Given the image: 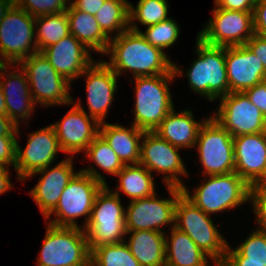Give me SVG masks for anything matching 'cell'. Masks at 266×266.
Listing matches in <instances>:
<instances>
[{"instance_id": "obj_15", "label": "cell", "mask_w": 266, "mask_h": 266, "mask_svg": "<svg viewBox=\"0 0 266 266\" xmlns=\"http://www.w3.org/2000/svg\"><path fill=\"white\" fill-rule=\"evenodd\" d=\"M217 112L211 115L232 137L266 132V117L244 92L221 97Z\"/></svg>"}, {"instance_id": "obj_9", "label": "cell", "mask_w": 266, "mask_h": 266, "mask_svg": "<svg viewBox=\"0 0 266 266\" xmlns=\"http://www.w3.org/2000/svg\"><path fill=\"white\" fill-rule=\"evenodd\" d=\"M16 67H21L26 72L35 104L39 103L44 107L74 104L75 100L69 91L71 83L54 69L41 52L28 56Z\"/></svg>"}, {"instance_id": "obj_43", "label": "cell", "mask_w": 266, "mask_h": 266, "mask_svg": "<svg viewBox=\"0 0 266 266\" xmlns=\"http://www.w3.org/2000/svg\"><path fill=\"white\" fill-rule=\"evenodd\" d=\"M214 3L225 10L253 12L256 0H216Z\"/></svg>"}, {"instance_id": "obj_14", "label": "cell", "mask_w": 266, "mask_h": 266, "mask_svg": "<svg viewBox=\"0 0 266 266\" xmlns=\"http://www.w3.org/2000/svg\"><path fill=\"white\" fill-rule=\"evenodd\" d=\"M179 149L154 131H144L139 163L151 173L156 171L164 174L163 180L166 186L183 188L185 184L179 177L188 176V173L178 153Z\"/></svg>"}, {"instance_id": "obj_31", "label": "cell", "mask_w": 266, "mask_h": 266, "mask_svg": "<svg viewBox=\"0 0 266 266\" xmlns=\"http://www.w3.org/2000/svg\"><path fill=\"white\" fill-rule=\"evenodd\" d=\"M35 29L38 52H42L46 47L70 35L66 11L35 17Z\"/></svg>"}, {"instance_id": "obj_30", "label": "cell", "mask_w": 266, "mask_h": 266, "mask_svg": "<svg viewBox=\"0 0 266 266\" xmlns=\"http://www.w3.org/2000/svg\"><path fill=\"white\" fill-rule=\"evenodd\" d=\"M129 7L127 0H106L98 10L95 19L102 31L111 38L114 31V37L129 29Z\"/></svg>"}, {"instance_id": "obj_13", "label": "cell", "mask_w": 266, "mask_h": 266, "mask_svg": "<svg viewBox=\"0 0 266 266\" xmlns=\"http://www.w3.org/2000/svg\"><path fill=\"white\" fill-rule=\"evenodd\" d=\"M207 25L197 34L204 43L212 46L230 47L245 45L255 34L253 12L218 8L211 12Z\"/></svg>"}, {"instance_id": "obj_20", "label": "cell", "mask_w": 266, "mask_h": 266, "mask_svg": "<svg viewBox=\"0 0 266 266\" xmlns=\"http://www.w3.org/2000/svg\"><path fill=\"white\" fill-rule=\"evenodd\" d=\"M72 160V156H69L66 160L60 161V163L56 164L53 168L50 167L52 165H49L32 173L26 178L30 179L32 176L42 174L38 179V183L29 191V194L38 205L44 217L56 207L68 182L77 173V171H74Z\"/></svg>"}, {"instance_id": "obj_7", "label": "cell", "mask_w": 266, "mask_h": 266, "mask_svg": "<svg viewBox=\"0 0 266 266\" xmlns=\"http://www.w3.org/2000/svg\"><path fill=\"white\" fill-rule=\"evenodd\" d=\"M47 225L38 266H91V251L83 228Z\"/></svg>"}, {"instance_id": "obj_41", "label": "cell", "mask_w": 266, "mask_h": 266, "mask_svg": "<svg viewBox=\"0 0 266 266\" xmlns=\"http://www.w3.org/2000/svg\"><path fill=\"white\" fill-rule=\"evenodd\" d=\"M263 64L266 71V36L254 34L245 44Z\"/></svg>"}, {"instance_id": "obj_22", "label": "cell", "mask_w": 266, "mask_h": 266, "mask_svg": "<svg viewBox=\"0 0 266 266\" xmlns=\"http://www.w3.org/2000/svg\"><path fill=\"white\" fill-rule=\"evenodd\" d=\"M228 93L244 92L266 80L263 64L246 45L225 47Z\"/></svg>"}, {"instance_id": "obj_26", "label": "cell", "mask_w": 266, "mask_h": 266, "mask_svg": "<svg viewBox=\"0 0 266 266\" xmlns=\"http://www.w3.org/2000/svg\"><path fill=\"white\" fill-rule=\"evenodd\" d=\"M131 236L125 243L140 266H166L164 232L137 230L127 231Z\"/></svg>"}, {"instance_id": "obj_29", "label": "cell", "mask_w": 266, "mask_h": 266, "mask_svg": "<svg viewBox=\"0 0 266 266\" xmlns=\"http://www.w3.org/2000/svg\"><path fill=\"white\" fill-rule=\"evenodd\" d=\"M116 176L119 178V185L118 190L113 192L120 196L119 192L122 191L130 201L156 193L153 174L140 163L125 165Z\"/></svg>"}, {"instance_id": "obj_19", "label": "cell", "mask_w": 266, "mask_h": 266, "mask_svg": "<svg viewBox=\"0 0 266 266\" xmlns=\"http://www.w3.org/2000/svg\"><path fill=\"white\" fill-rule=\"evenodd\" d=\"M235 172L250 186L266 183V132L233 137Z\"/></svg>"}, {"instance_id": "obj_5", "label": "cell", "mask_w": 266, "mask_h": 266, "mask_svg": "<svg viewBox=\"0 0 266 266\" xmlns=\"http://www.w3.org/2000/svg\"><path fill=\"white\" fill-rule=\"evenodd\" d=\"M207 177L192 195L186 186L182 188L184 196L205 214L224 212L250 202L251 186L235 171Z\"/></svg>"}, {"instance_id": "obj_49", "label": "cell", "mask_w": 266, "mask_h": 266, "mask_svg": "<svg viewBox=\"0 0 266 266\" xmlns=\"http://www.w3.org/2000/svg\"><path fill=\"white\" fill-rule=\"evenodd\" d=\"M0 114L6 115V103L1 86H0Z\"/></svg>"}, {"instance_id": "obj_33", "label": "cell", "mask_w": 266, "mask_h": 266, "mask_svg": "<svg viewBox=\"0 0 266 266\" xmlns=\"http://www.w3.org/2000/svg\"><path fill=\"white\" fill-rule=\"evenodd\" d=\"M167 0H139L137 6L130 3L129 29L140 32L137 22L150 26L169 19Z\"/></svg>"}, {"instance_id": "obj_23", "label": "cell", "mask_w": 266, "mask_h": 266, "mask_svg": "<svg viewBox=\"0 0 266 266\" xmlns=\"http://www.w3.org/2000/svg\"><path fill=\"white\" fill-rule=\"evenodd\" d=\"M54 67L70 83L80 78L83 72L94 62L91 50L72 34L58 43L46 47L41 52Z\"/></svg>"}, {"instance_id": "obj_47", "label": "cell", "mask_w": 266, "mask_h": 266, "mask_svg": "<svg viewBox=\"0 0 266 266\" xmlns=\"http://www.w3.org/2000/svg\"><path fill=\"white\" fill-rule=\"evenodd\" d=\"M14 4V0H0V23Z\"/></svg>"}, {"instance_id": "obj_36", "label": "cell", "mask_w": 266, "mask_h": 266, "mask_svg": "<svg viewBox=\"0 0 266 266\" xmlns=\"http://www.w3.org/2000/svg\"><path fill=\"white\" fill-rule=\"evenodd\" d=\"M140 32L152 46L164 50L171 47L178 40L180 28L174 19L169 18L160 23L147 26L144 33Z\"/></svg>"}, {"instance_id": "obj_25", "label": "cell", "mask_w": 266, "mask_h": 266, "mask_svg": "<svg viewBox=\"0 0 266 266\" xmlns=\"http://www.w3.org/2000/svg\"><path fill=\"white\" fill-rule=\"evenodd\" d=\"M127 129L124 126L100 124L99 134L110 145L124 165L137 164L140 160L141 142L144 131L133 124Z\"/></svg>"}, {"instance_id": "obj_2", "label": "cell", "mask_w": 266, "mask_h": 266, "mask_svg": "<svg viewBox=\"0 0 266 266\" xmlns=\"http://www.w3.org/2000/svg\"><path fill=\"white\" fill-rule=\"evenodd\" d=\"M107 185L105 178L94 166L79 170L68 182L56 207L45 217L49 220L51 214L56 217L48 221L49 224L59 227H79L76 219L85 217L81 228L87 225L94 200L101 188Z\"/></svg>"}, {"instance_id": "obj_24", "label": "cell", "mask_w": 266, "mask_h": 266, "mask_svg": "<svg viewBox=\"0 0 266 266\" xmlns=\"http://www.w3.org/2000/svg\"><path fill=\"white\" fill-rule=\"evenodd\" d=\"M173 108L160 125L154 130L161 138L178 148H196L195 144L201 125L193 117L191 110L175 112Z\"/></svg>"}, {"instance_id": "obj_44", "label": "cell", "mask_w": 266, "mask_h": 266, "mask_svg": "<svg viewBox=\"0 0 266 266\" xmlns=\"http://www.w3.org/2000/svg\"><path fill=\"white\" fill-rule=\"evenodd\" d=\"M105 1L106 0H71L70 4L76 10L84 11L95 16Z\"/></svg>"}, {"instance_id": "obj_38", "label": "cell", "mask_w": 266, "mask_h": 266, "mask_svg": "<svg viewBox=\"0 0 266 266\" xmlns=\"http://www.w3.org/2000/svg\"><path fill=\"white\" fill-rule=\"evenodd\" d=\"M250 202L256 215L258 230L266 235V183H256L250 187Z\"/></svg>"}, {"instance_id": "obj_39", "label": "cell", "mask_w": 266, "mask_h": 266, "mask_svg": "<svg viewBox=\"0 0 266 266\" xmlns=\"http://www.w3.org/2000/svg\"><path fill=\"white\" fill-rule=\"evenodd\" d=\"M16 136H0V165L16 164Z\"/></svg>"}, {"instance_id": "obj_46", "label": "cell", "mask_w": 266, "mask_h": 266, "mask_svg": "<svg viewBox=\"0 0 266 266\" xmlns=\"http://www.w3.org/2000/svg\"><path fill=\"white\" fill-rule=\"evenodd\" d=\"M8 168V166L0 165V195L6 193L13 187L11 180L9 179L10 172L8 171Z\"/></svg>"}, {"instance_id": "obj_17", "label": "cell", "mask_w": 266, "mask_h": 266, "mask_svg": "<svg viewBox=\"0 0 266 266\" xmlns=\"http://www.w3.org/2000/svg\"><path fill=\"white\" fill-rule=\"evenodd\" d=\"M76 103L62 120L51 124L62 152L72 157L74 154L87 150V147L99 135L100 127V124L87 114L81 102Z\"/></svg>"}, {"instance_id": "obj_48", "label": "cell", "mask_w": 266, "mask_h": 266, "mask_svg": "<svg viewBox=\"0 0 266 266\" xmlns=\"http://www.w3.org/2000/svg\"><path fill=\"white\" fill-rule=\"evenodd\" d=\"M219 266H266V262H222Z\"/></svg>"}, {"instance_id": "obj_18", "label": "cell", "mask_w": 266, "mask_h": 266, "mask_svg": "<svg viewBox=\"0 0 266 266\" xmlns=\"http://www.w3.org/2000/svg\"><path fill=\"white\" fill-rule=\"evenodd\" d=\"M82 76H86L88 115L99 124L105 123L117 92L118 76L103 60L93 62Z\"/></svg>"}, {"instance_id": "obj_28", "label": "cell", "mask_w": 266, "mask_h": 266, "mask_svg": "<svg viewBox=\"0 0 266 266\" xmlns=\"http://www.w3.org/2000/svg\"><path fill=\"white\" fill-rule=\"evenodd\" d=\"M170 238H165L166 266H209L204 254L195 242L184 232L172 227Z\"/></svg>"}, {"instance_id": "obj_10", "label": "cell", "mask_w": 266, "mask_h": 266, "mask_svg": "<svg viewBox=\"0 0 266 266\" xmlns=\"http://www.w3.org/2000/svg\"><path fill=\"white\" fill-rule=\"evenodd\" d=\"M35 17L15 4L0 23V64H13L38 52Z\"/></svg>"}, {"instance_id": "obj_11", "label": "cell", "mask_w": 266, "mask_h": 266, "mask_svg": "<svg viewBox=\"0 0 266 266\" xmlns=\"http://www.w3.org/2000/svg\"><path fill=\"white\" fill-rule=\"evenodd\" d=\"M195 146L204 176L235 171L234 142L231 134L212 116L201 125Z\"/></svg>"}, {"instance_id": "obj_21", "label": "cell", "mask_w": 266, "mask_h": 266, "mask_svg": "<svg viewBox=\"0 0 266 266\" xmlns=\"http://www.w3.org/2000/svg\"><path fill=\"white\" fill-rule=\"evenodd\" d=\"M9 67H13V64H0V86L5 98L6 115L19 127L20 121L24 120L26 123L29 120L36 104L30 92L26 72L21 67L7 72Z\"/></svg>"}, {"instance_id": "obj_3", "label": "cell", "mask_w": 266, "mask_h": 266, "mask_svg": "<svg viewBox=\"0 0 266 266\" xmlns=\"http://www.w3.org/2000/svg\"><path fill=\"white\" fill-rule=\"evenodd\" d=\"M183 70L173 65L169 74L135 77V115L133 125L143 131H154L174 108L169 82L182 76Z\"/></svg>"}, {"instance_id": "obj_27", "label": "cell", "mask_w": 266, "mask_h": 266, "mask_svg": "<svg viewBox=\"0 0 266 266\" xmlns=\"http://www.w3.org/2000/svg\"><path fill=\"white\" fill-rule=\"evenodd\" d=\"M70 34L77 38L92 52L104 56L110 39L100 28L94 15L76 10L71 4L66 10Z\"/></svg>"}, {"instance_id": "obj_37", "label": "cell", "mask_w": 266, "mask_h": 266, "mask_svg": "<svg viewBox=\"0 0 266 266\" xmlns=\"http://www.w3.org/2000/svg\"><path fill=\"white\" fill-rule=\"evenodd\" d=\"M68 1L70 0H14L16 6L33 17L65 12L70 5Z\"/></svg>"}, {"instance_id": "obj_42", "label": "cell", "mask_w": 266, "mask_h": 266, "mask_svg": "<svg viewBox=\"0 0 266 266\" xmlns=\"http://www.w3.org/2000/svg\"><path fill=\"white\" fill-rule=\"evenodd\" d=\"M255 34L266 36V0H258L253 10Z\"/></svg>"}, {"instance_id": "obj_45", "label": "cell", "mask_w": 266, "mask_h": 266, "mask_svg": "<svg viewBox=\"0 0 266 266\" xmlns=\"http://www.w3.org/2000/svg\"><path fill=\"white\" fill-rule=\"evenodd\" d=\"M17 127L7 115L0 114V136H17L20 135Z\"/></svg>"}, {"instance_id": "obj_1", "label": "cell", "mask_w": 266, "mask_h": 266, "mask_svg": "<svg viewBox=\"0 0 266 266\" xmlns=\"http://www.w3.org/2000/svg\"><path fill=\"white\" fill-rule=\"evenodd\" d=\"M105 54L110 55L105 63L118 77L127 71L134 78L169 74L175 64L162 49L146 41L141 32L131 29L111 37Z\"/></svg>"}, {"instance_id": "obj_40", "label": "cell", "mask_w": 266, "mask_h": 266, "mask_svg": "<svg viewBox=\"0 0 266 266\" xmlns=\"http://www.w3.org/2000/svg\"><path fill=\"white\" fill-rule=\"evenodd\" d=\"M253 103L266 117V80L244 91Z\"/></svg>"}, {"instance_id": "obj_8", "label": "cell", "mask_w": 266, "mask_h": 266, "mask_svg": "<svg viewBox=\"0 0 266 266\" xmlns=\"http://www.w3.org/2000/svg\"><path fill=\"white\" fill-rule=\"evenodd\" d=\"M210 217L188 200L184 194L178 198L174 227L186 233L198 248L213 260L215 266H219L225 258L228 242Z\"/></svg>"}, {"instance_id": "obj_16", "label": "cell", "mask_w": 266, "mask_h": 266, "mask_svg": "<svg viewBox=\"0 0 266 266\" xmlns=\"http://www.w3.org/2000/svg\"><path fill=\"white\" fill-rule=\"evenodd\" d=\"M62 149L52 125L28 134V142L23 149L16 139V164L14 166L19 181H24L32 173L54 163L56 154Z\"/></svg>"}, {"instance_id": "obj_4", "label": "cell", "mask_w": 266, "mask_h": 266, "mask_svg": "<svg viewBox=\"0 0 266 266\" xmlns=\"http://www.w3.org/2000/svg\"><path fill=\"white\" fill-rule=\"evenodd\" d=\"M108 185H104L97 193L91 215L84 231L89 249L125 241L127 235L125 213L120 196L115 194Z\"/></svg>"}, {"instance_id": "obj_32", "label": "cell", "mask_w": 266, "mask_h": 266, "mask_svg": "<svg viewBox=\"0 0 266 266\" xmlns=\"http://www.w3.org/2000/svg\"><path fill=\"white\" fill-rule=\"evenodd\" d=\"M252 232L237 248L228 244L223 262H266V235L257 228Z\"/></svg>"}, {"instance_id": "obj_6", "label": "cell", "mask_w": 266, "mask_h": 266, "mask_svg": "<svg viewBox=\"0 0 266 266\" xmlns=\"http://www.w3.org/2000/svg\"><path fill=\"white\" fill-rule=\"evenodd\" d=\"M195 46L197 59L185 74L188 84L195 93L216 101L228 94L225 47L208 45L198 37Z\"/></svg>"}, {"instance_id": "obj_34", "label": "cell", "mask_w": 266, "mask_h": 266, "mask_svg": "<svg viewBox=\"0 0 266 266\" xmlns=\"http://www.w3.org/2000/svg\"><path fill=\"white\" fill-rule=\"evenodd\" d=\"M91 266H140L124 242L96 247L91 252Z\"/></svg>"}, {"instance_id": "obj_12", "label": "cell", "mask_w": 266, "mask_h": 266, "mask_svg": "<svg viewBox=\"0 0 266 266\" xmlns=\"http://www.w3.org/2000/svg\"><path fill=\"white\" fill-rule=\"evenodd\" d=\"M170 198L159 199L157 194L129 201L126 208L125 222L127 231L150 230L163 232L162 226L175 225V208L182 188L167 186Z\"/></svg>"}, {"instance_id": "obj_35", "label": "cell", "mask_w": 266, "mask_h": 266, "mask_svg": "<svg viewBox=\"0 0 266 266\" xmlns=\"http://www.w3.org/2000/svg\"><path fill=\"white\" fill-rule=\"evenodd\" d=\"M85 154L108 174L116 176L125 166L100 134L87 147Z\"/></svg>"}]
</instances>
